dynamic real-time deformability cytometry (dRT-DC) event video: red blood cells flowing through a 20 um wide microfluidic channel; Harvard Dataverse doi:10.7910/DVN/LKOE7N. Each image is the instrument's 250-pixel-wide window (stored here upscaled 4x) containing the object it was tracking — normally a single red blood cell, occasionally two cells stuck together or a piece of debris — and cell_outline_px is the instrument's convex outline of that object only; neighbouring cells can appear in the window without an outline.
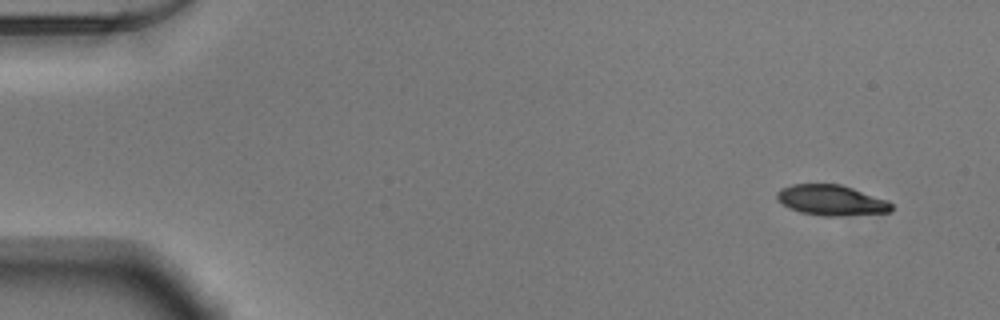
{"species": "Egyptian fruit bat (a non-hibernating species)", "species_latin": "Rousettus aegyptiacus", "temperature_condition": "warm", "stored_images_in_passage": 50, "camera_frame_rate_fps": 3000, "um_per_image_px": 0.085, "animal": {"sex": "male"}, "frame": {"image": 1, "passage_image": 1, "time_ms": 0.0, "image_size_px": [1000, 320], "cell_outline_px": [[892, 212], [840, 216], [824, 216], [800, 212], [788, 208], [776, 200], [776, 192], [780, 188], [792, 184], [840, 184], [888, 200], [892, 204]], "centroid_in_image_um": [70.63, 17.02], "position_along_channel_um": 14.4, "area_um2": 20.52}}
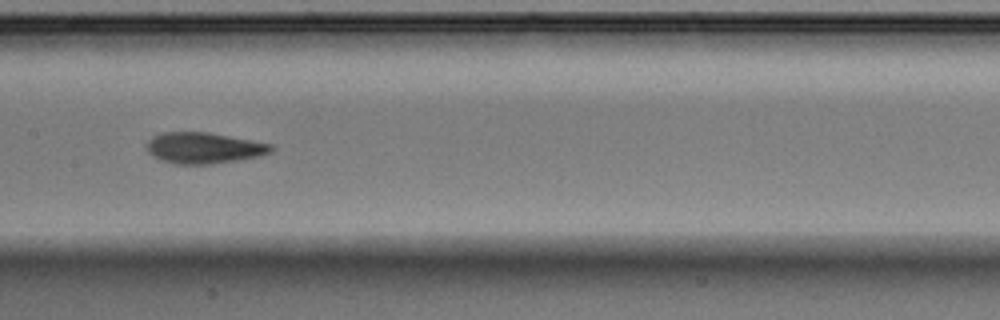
{"frame": {"image": 2, "passage_image": 24, "time_ms": 7.667, "image_size_px": [1000, 320], "cell_outline_px": [[276, 148], [272, 152], [260, 156], [212, 164], [172, 164], [160, 160], [152, 156], [148, 152], [148, 140], [152, 136], [160, 132], [208, 132], [272, 144]], "centroid_in_image_um": [17.32, 12.58], "position_along_channel_um": 190.1, "area_um2": 22.66}}
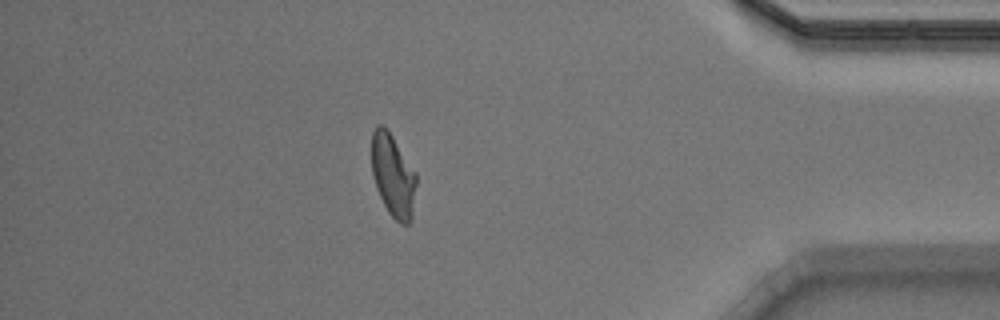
{"frame": {"image": 3, "passage_image": 43, "time_ms": 14.0, "image_size_px": [1000, 320], "cell_outline_px": [[416, 184], [412, 220], [408, 224], [400, 224], [388, 212], [376, 188], [372, 172], [372, 132], [380, 124], [384, 124], [416, 172]], "centroid_in_image_um": [33.42, 14.94], "position_along_channel_um": 401.8, "area_um2": 21.44}, "authors_computed_cell_mechanics": {"area_um2": 21.9351, "velocity_mm_per_s": 3.9006, "shape_relaxation_time_tau1_ms": 2.7009, "shape_relaxation_time_tau2_ms": 1.311, "deformation_change_tau1": 0.1608, "deformation_change_tau2": 0.0841}}